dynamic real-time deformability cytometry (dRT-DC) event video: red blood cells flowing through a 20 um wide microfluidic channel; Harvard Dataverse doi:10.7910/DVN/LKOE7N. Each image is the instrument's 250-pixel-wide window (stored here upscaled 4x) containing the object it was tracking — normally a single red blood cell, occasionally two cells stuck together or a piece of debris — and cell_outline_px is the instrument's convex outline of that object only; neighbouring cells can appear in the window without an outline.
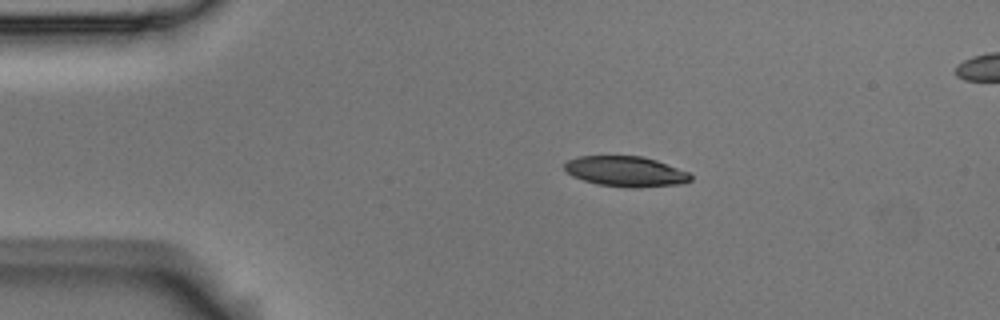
{"species": "Egyptian fruit bat (a non-hibernating species)", "species_latin": "Rousettus aegyptiacus", "temperature_condition": "room temperature", "stored_images_in_passage": 6, "camera_frame_rate_fps": 3000, "um_per_image_px": 0.085, "animal": {"sex": "male"}, "frame": {"image": 1, "passage_image": 1, "time_ms": 0.0, "image_size_px": [1000, 320], "cell_outline_px": [[692, 180], [684, 184], [640, 188], [628, 188], [596, 184], [572, 176], [564, 168], [564, 164], [568, 160], [580, 156], [640, 156], [656, 160], [688, 172], [692, 176]], "centroid_in_image_um": [53.21, 14.59], "position_along_channel_um": 31.8, "area_um2": 22.43}}
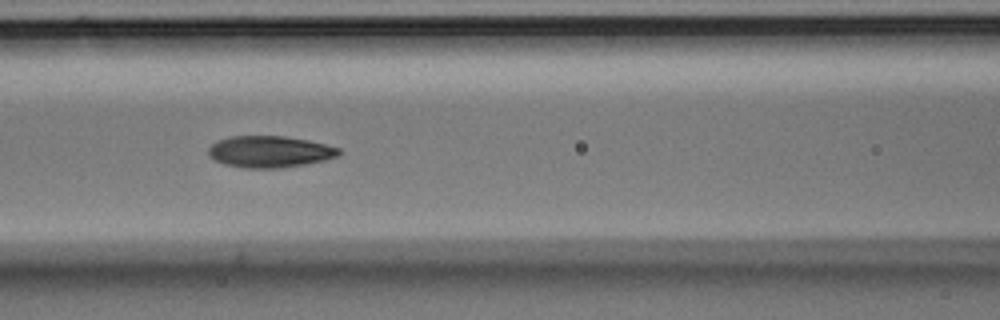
{"frame": {"image": 2, "passage_image": 5, "time_ms": 1.333, "image_size_px": [1000, 320], "cell_outline_px": [[340, 152], [336, 156], [324, 160], [304, 164], [280, 168], [244, 168], [224, 164], [208, 156], [208, 148], [216, 140], [228, 136], [284, 136], [308, 140], [340, 148]], "centroid_in_image_um": [22.87, 12.89], "position_along_channel_um": 143.7, "area_um2": 23.99}}
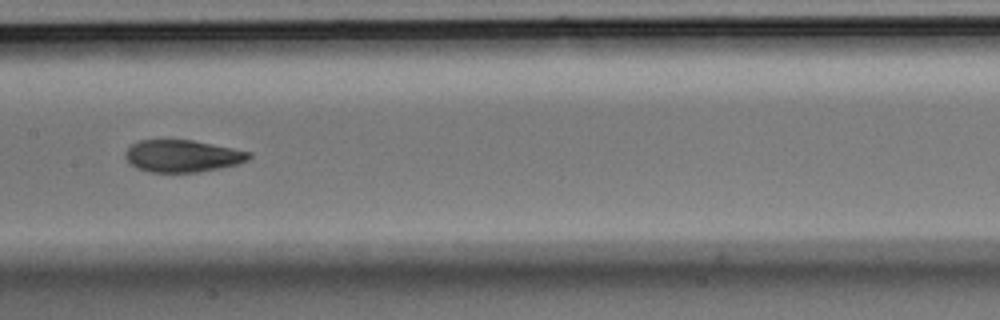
{"frame": {"image": 3, "passage_image": 6, "time_ms": 1.667, "image_size_px": [1000, 320], "cell_outline_px": [[252, 156], [248, 160], [236, 164], [220, 168], [200, 172], [148, 172], [136, 168], [124, 156], [124, 152], [132, 144], [140, 140], [192, 140], [252, 152]], "centroid_in_image_um": [15.51, 13.26], "position_along_channel_um": 191.9, "area_um2": 23.12}}